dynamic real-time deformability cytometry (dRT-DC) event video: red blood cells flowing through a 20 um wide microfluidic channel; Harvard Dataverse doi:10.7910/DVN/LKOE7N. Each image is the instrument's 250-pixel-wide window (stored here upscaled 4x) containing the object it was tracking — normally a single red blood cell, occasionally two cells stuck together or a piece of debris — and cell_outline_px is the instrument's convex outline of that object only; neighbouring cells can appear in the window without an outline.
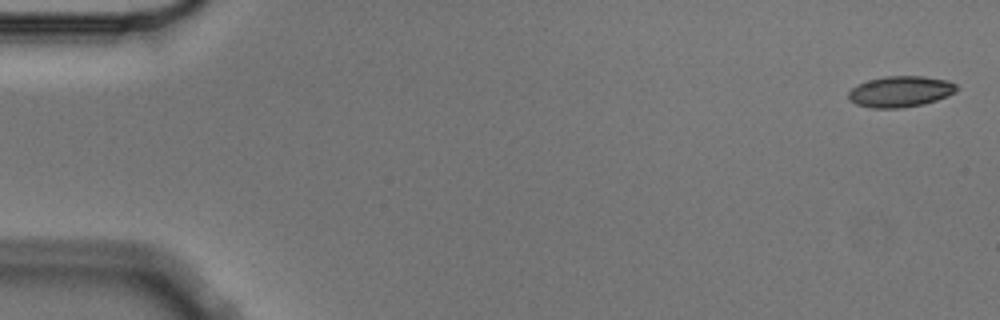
{"species": "Egyptian fruit bat (a non-hibernating species)", "species_latin": "Rousettus aegyptiacus", "temperature_condition": "cold", "stored_images_in_passage": 5, "camera_frame_rate_fps": 3000, "um_per_image_px": 0.085, "animal": {"sex": "male"}, "frame": {"image": 1, "passage_image": 1, "time_ms": 0.0, "image_size_px": [1000, 320], "cell_outline_px": [[960, 88], [956, 92], [936, 100], [924, 104], [900, 108], [872, 108], [856, 104], [848, 100], [848, 92], [856, 84], [868, 80], [884, 76], [924, 76], [948, 80], [956, 84]], "centroid_in_image_um": [76.53, 7.77], "position_along_channel_um": 8.5, "area_um2": 19.77}}
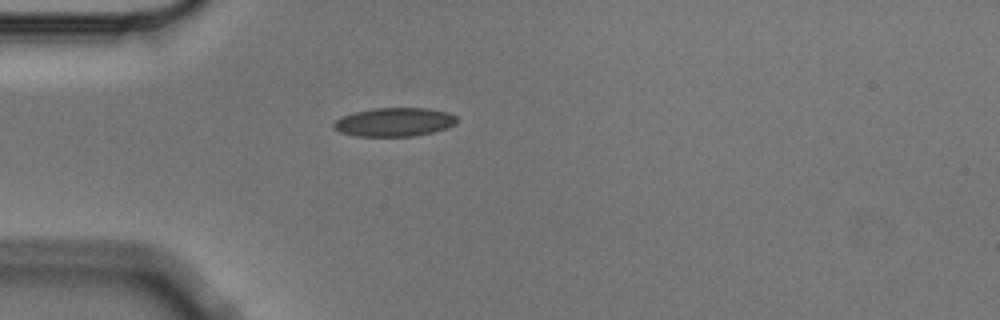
{"frame": {"image": 2, "passage_image": 5, "time_ms": 1.333, "image_size_px": [1000, 320], "cell_outline_px": [[456, 124], [432, 132], [416, 136], [356, 136], [340, 132], [332, 128], [332, 124], [336, 120], [344, 116], [356, 112], [372, 108], [428, 108], [448, 112], [456, 116]], "centroid_in_image_um": [33.51, 10.37], "position_along_channel_um": 51.5, "area_um2": 20.52}}